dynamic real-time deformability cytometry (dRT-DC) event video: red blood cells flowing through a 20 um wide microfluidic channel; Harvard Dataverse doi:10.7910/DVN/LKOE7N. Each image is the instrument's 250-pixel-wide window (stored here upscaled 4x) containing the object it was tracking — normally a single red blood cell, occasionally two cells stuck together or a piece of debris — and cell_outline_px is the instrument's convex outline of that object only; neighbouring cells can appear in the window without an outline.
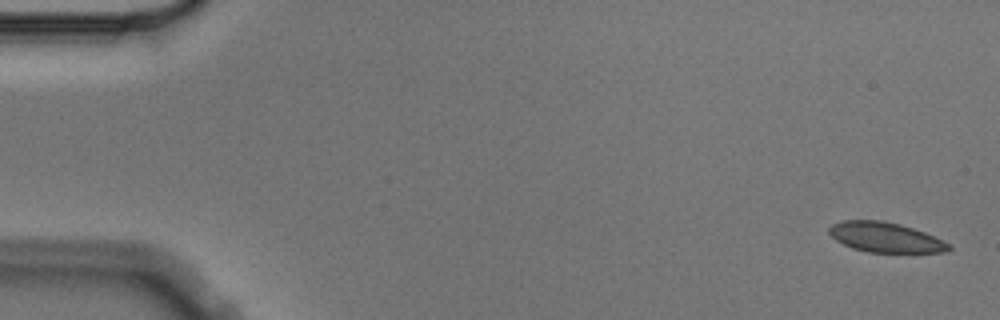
{"species": "Egyptian fruit bat (a non-hibernating species)", "species_latin": "Rousettus aegyptiacus", "temperature_condition": "cold", "stored_images_in_passage": 4, "camera_frame_rate_fps": 3000, "um_per_image_px": 0.085, "animal": {"sex": "male"}, "frame": {"image": 1, "passage_image": 1, "time_ms": 0.0, "image_size_px": [1000, 320], "cell_outline_px": [[952, 248], [948, 252], [868, 252], [852, 248], [836, 240], [828, 232], [828, 228], [832, 224], [840, 220], [880, 220], [900, 224], [924, 232], [948, 244]], "centroid_in_image_um": [75.2, 20.16], "position_along_channel_um": 9.8, "area_um2": 20.69}}